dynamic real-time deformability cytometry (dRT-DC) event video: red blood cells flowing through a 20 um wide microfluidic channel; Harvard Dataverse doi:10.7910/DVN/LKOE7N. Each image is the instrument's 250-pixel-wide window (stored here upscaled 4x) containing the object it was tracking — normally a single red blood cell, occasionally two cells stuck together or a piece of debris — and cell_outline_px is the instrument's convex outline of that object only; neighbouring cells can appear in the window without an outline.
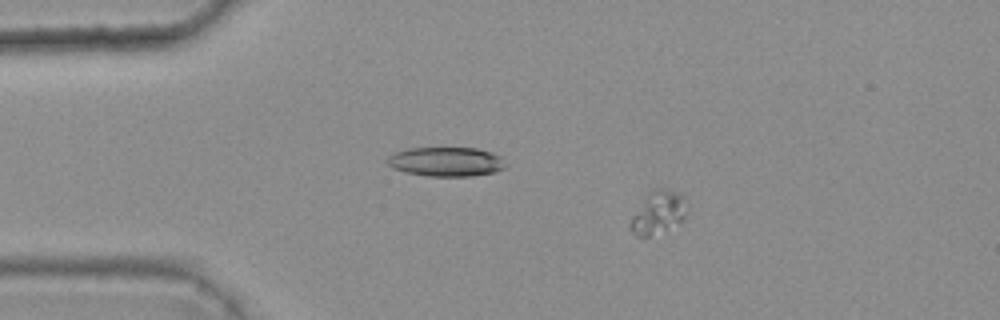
{"species": "common noctule bat (a hibernating species)", "species_latin": "Nyctalus noctula", "temperature_condition": "warm", "stored_images_in_passage": 4, "camera_frame_rate_fps": 3000, "um_per_image_px": 0.085, "animal": {"sex": "female", "body_mass_g": 25.1}, "frame": {"image": 1, "passage_image": 3, "time_ms": 0.667, "image_size_px": [1000, 320], "cell_outline_px": [[688, 208], [684, 216], [680, 220], [648, 236], [636, 236], [628, 228], [632, 216], [648, 192], [652, 188], [664, 188], [680, 192], [684, 196]], "centroid_in_image_um": [55.92, 17.99], "position_along_channel_um": 29.1, "area_um2": 13.81}}